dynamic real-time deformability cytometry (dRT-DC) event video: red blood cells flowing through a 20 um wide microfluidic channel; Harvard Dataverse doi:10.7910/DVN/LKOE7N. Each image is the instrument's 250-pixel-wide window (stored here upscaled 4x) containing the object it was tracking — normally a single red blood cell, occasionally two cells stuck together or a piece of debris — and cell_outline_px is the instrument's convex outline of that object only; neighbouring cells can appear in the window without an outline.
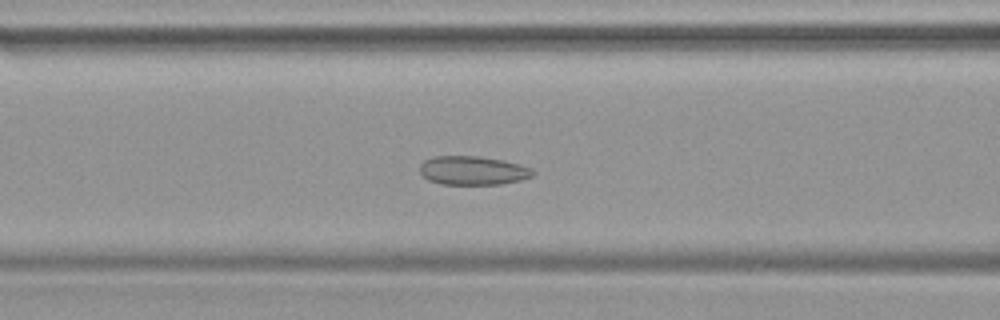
{"species": "common noctule bat (a hibernating species)", "species_latin": "Nyctalus noctula", "temperature_condition": "warm", "stored_images_in_passage": 47, "camera_frame_rate_fps": 3000, "um_per_image_px": 0.085, "animal": {"sex": "female", "body_mass_g": 19.9}, "frame": {"image": 1, "passage_image": 18, "time_ms": 5.667, "image_size_px": [1000, 320], "cell_outline_px": [[536, 172], [532, 176], [520, 180], [500, 184], [440, 184], [428, 180], [420, 172], [420, 164], [424, 160], [432, 156], [480, 156], [504, 160], [520, 164], [532, 168]], "centroid_in_image_um": [40.19, 14.48], "position_along_channel_um": 126.4, "area_um2": 19.13}}
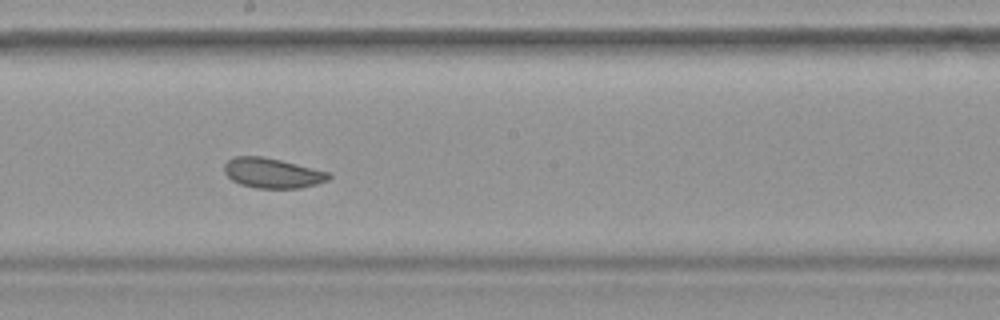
{"frame": {"image": 2, "passage_image": 25, "time_ms": 8.0, "image_size_px": [1000, 320], "cell_outline_px": [[332, 176], [328, 180], [316, 184], [300, 188], [256, 188], [240, 184], [232, 180], [224, 172], [224, 164], [228, 160], [236, 156], [264, 156], [332, 172]], "centroid_in_image_um": [23.18, 14.7], "position_along_channel_um": 225.0, "area_um2": 18.44}}
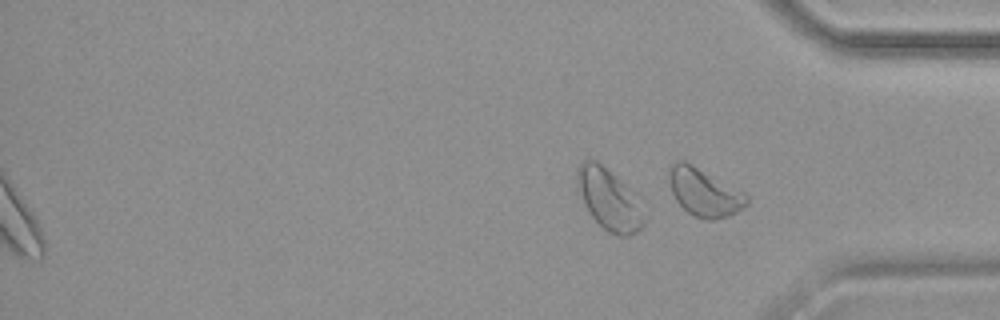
{"frame": {"image": 3, "passage_image": 47, "time_ms": 15.333, "image_size_px": [1000, 320], "cell_outline_px": [[748, 204], [744, 208], [728, 216], [716, 220], [708, 220], [696, 216], [688, 212], [676, 200], [672, 192], [668, 180], [668, 172], [672, 164], [676, 160], [684, 160], [692, 164], [744, 192], [748, 196]], "centroid_in_image_um": [59.86, 16.34], "position_along_channel_um": 375.3, "area_um2": 21.62}}